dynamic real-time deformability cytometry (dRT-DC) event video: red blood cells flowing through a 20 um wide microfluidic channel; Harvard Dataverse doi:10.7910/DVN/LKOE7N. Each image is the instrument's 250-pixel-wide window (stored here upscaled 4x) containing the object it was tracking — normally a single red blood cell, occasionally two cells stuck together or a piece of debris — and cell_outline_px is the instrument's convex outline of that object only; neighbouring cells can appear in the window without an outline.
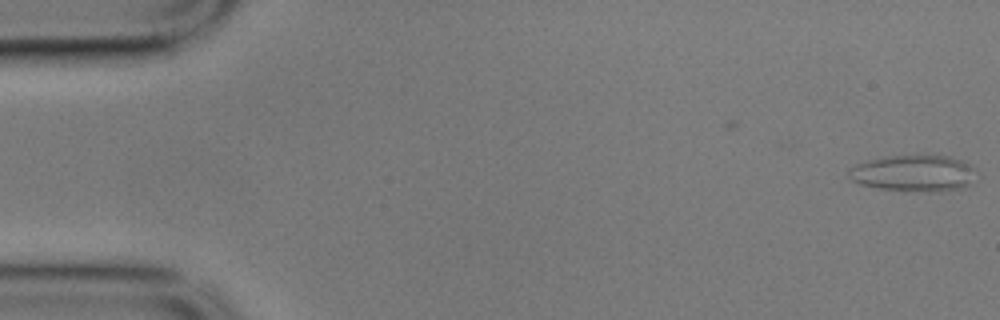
{"species": "common noctule bat (a hibernating species)", "species_latin": "Nyctalus noctula", "temperature_condition": "cold", "stored_images_in_passage": 51, "camera_frame_rate_fps": 3000, "um_per_image_px": 0.085, "animal": {"sex": "male", "body_mass_g": 17.9}, "frame": {"image": 1, "passage_image": 1, "time_ms": 0.0, "image_size_px": [1000, 320], "cell_outline_px": [[976, 168], [968, 184], [960, 188], [932, 192], [904, 192], [876, 188], [860, 184], [852, 180], [848, 176], [848, 168], [856, 164], [868, 160], [888, 156], [948, 156], [960, 160]], "centroid_in_image_um": [77.59, 14.75], "position_along_channel_um": 7.4, "area_um2": 27.05}}
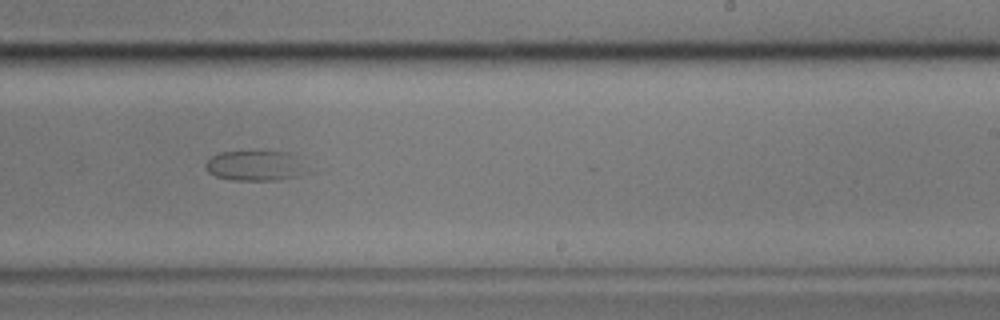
{"frame": {"image": 2, "passage_image": 35, "time_ms": 11.333, "image_size_px": [1000, 320], "cell_outline_px": [[300, 176], [276, 180], [232, 180], [216, 176], [208, 172], [204, 168], [204, 164], [212, 156], [220, 152], [292, 152]], "centroid_in_image_um": [21.49, 14.09], "position_along_channel_um": 267.5, "area_um2": 16.94}}
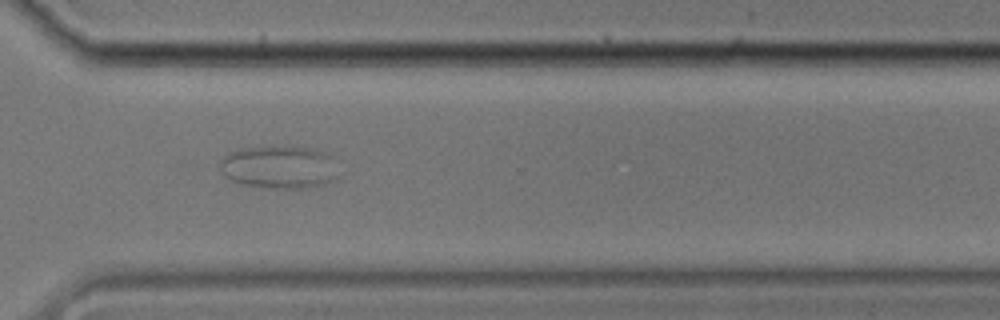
{"frame": {"image": 3, "passage_image": 42, "time_ms": 13.667, "image_size_px": [1000, 320], "cell_outline_px": [[336, 176], [332, 180], [324, 184], [308, 188], [268, 188], [240, 184], [224, 176], [220, 172], [220, 160], [228, 152], [244, 148], [312, 148], [332, 152]], "centroid_in_image_um": [23.72, 14.22], "position_along_channel_um": 346.9, "area_um2": 29.48}}